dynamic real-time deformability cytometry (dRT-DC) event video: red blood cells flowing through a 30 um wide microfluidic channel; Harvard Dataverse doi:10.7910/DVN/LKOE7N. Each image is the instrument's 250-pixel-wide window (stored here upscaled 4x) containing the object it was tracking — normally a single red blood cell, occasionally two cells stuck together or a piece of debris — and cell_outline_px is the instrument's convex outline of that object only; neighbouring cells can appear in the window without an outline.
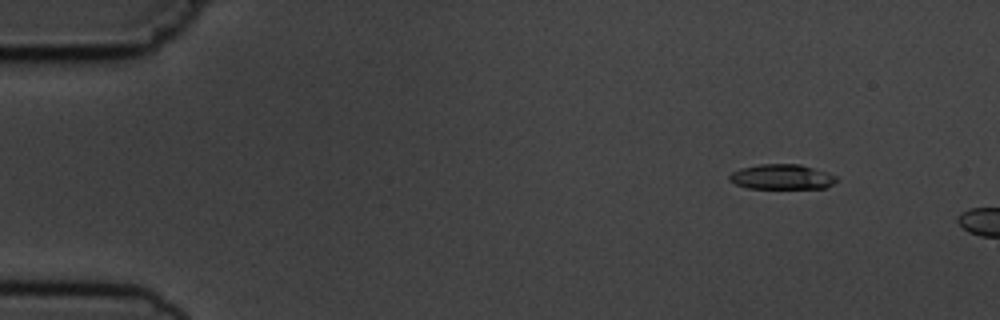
{"species": "common noctule bat (a hibernating species)", "species_latin": "Nyctalus noctula", "temperature_condition": "cold", "stored_images_in_passage": 2, "camera_frame_rate_fps": 3000, "um_per_image_px": 0.085, "animal": {"sex": "male", "body_mass_g": 19.5, "forearm_length_mm": 54.6}, "frame": {"image": 1, "passage_image": 1, "time_ms": 0.0, "image_size_px": [1000, 320], "cell_outline_px": [[840, 180], [824, 188], [748, 188], [736, 184], [728, 180], [728, 176], [732, 172], [740, 168], [760, 164], [800, 164], [836, 176]], "centroid_in_image_um": [66.43, 15.03], "position_along_channel_um": 18.6, "area_um2": 15.55}}